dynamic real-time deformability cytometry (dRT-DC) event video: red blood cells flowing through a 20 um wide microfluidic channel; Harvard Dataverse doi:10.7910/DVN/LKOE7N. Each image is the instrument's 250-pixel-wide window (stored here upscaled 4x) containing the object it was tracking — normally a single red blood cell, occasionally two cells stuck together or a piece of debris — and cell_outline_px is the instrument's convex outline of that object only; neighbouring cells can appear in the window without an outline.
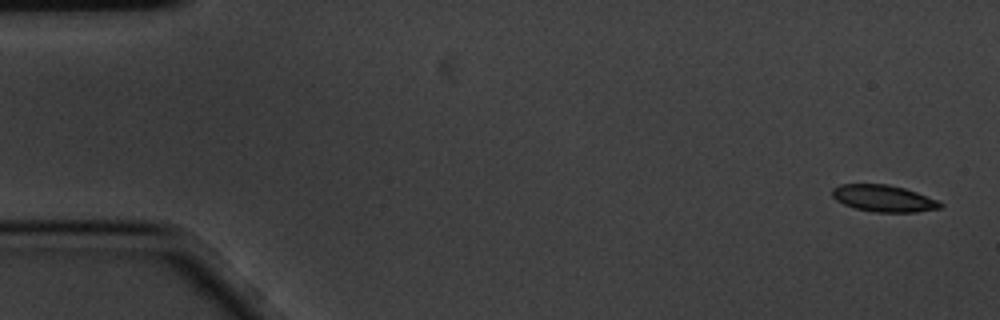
{"species": "common noctule bat (a hibernating species)", "species_latin": "Nyctalus noctula", "temperature_condition": "cold", "stored_images_in_passage": 6, "camera_frame_rate_fps": 3000, "um_per_image_px": 0.085, "animal": {"sex": "male", "body_mass_g": 20.1, "forearm_length_mm": 53.5}, "frame": {"image": 1, "passage_image": 1, "time_ms": 0.0, "image_size_px": [1000, 320], "cell_outline_px": [[944, 204], [940, 208], [916, 212], [872, 212], [856, 208], [844, 204], [836, 200], [832, 196], [832, 188], [840, 184], [888, 184], [904, 188], [916, 192], [936, 200]], "centroid_in_image_um": [75.08, 16.86], "position_along_channel_um": 9.9, "area_um2": 16.76}}